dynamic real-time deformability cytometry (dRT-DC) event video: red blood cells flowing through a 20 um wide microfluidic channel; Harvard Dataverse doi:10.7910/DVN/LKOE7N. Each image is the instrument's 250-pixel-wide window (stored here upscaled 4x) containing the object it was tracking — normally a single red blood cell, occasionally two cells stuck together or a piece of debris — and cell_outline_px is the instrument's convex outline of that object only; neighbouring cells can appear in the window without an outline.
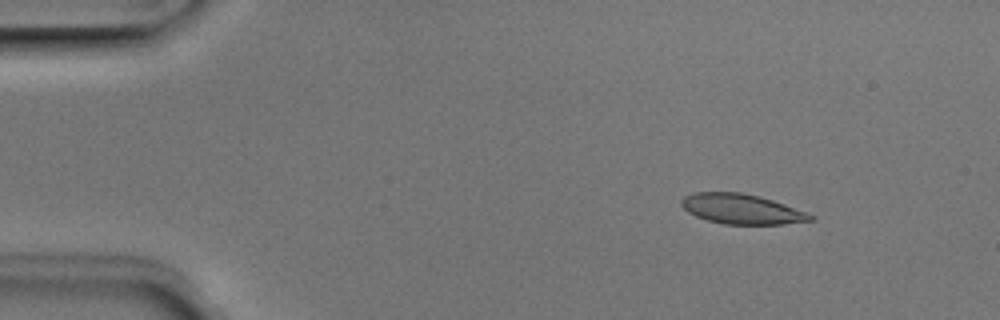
{"species": "Egyptian fruit bat (a non-hibernating species)", "species_latin": "Rousettus aegyptiacus", "temperature_condition": "room temperature", "stored_images_in_passage": 3, "camera_frame_rate_fps": 3000, "um_per_image_px": 0.085, "animal": {"sex": "male"}, "frame": {"image": 1, "passage_image": 1, "time_ms": 0.0, "image_size_px": [1000, 320], "cell_outline_px": [[816, 216], [812, 220], [784, 224], [724, 224], [708, 220], [696, 216], [688, 212], [680, 204], [680, 200], [684, 196], [692, 192], [740, 192], [772, 200], [808, 212]], "centroid_in_image_um": [63.02, 17.76], "position_along_channel_um": 22.0, "area_um2": 22.48}}